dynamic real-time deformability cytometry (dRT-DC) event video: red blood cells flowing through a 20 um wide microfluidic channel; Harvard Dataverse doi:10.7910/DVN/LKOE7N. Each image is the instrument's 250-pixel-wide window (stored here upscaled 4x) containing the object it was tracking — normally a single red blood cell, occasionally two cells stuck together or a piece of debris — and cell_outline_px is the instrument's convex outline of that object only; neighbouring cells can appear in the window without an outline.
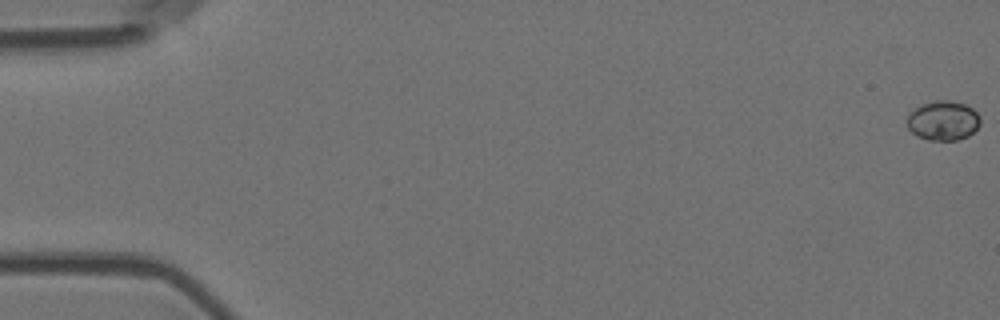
{"species": "Egyptian fruit bat (a non-hibernating species)", "species_latin": "Rousettus aegyptiacus", "temperature_condition": "room temperature", "stored_images_in_passage": 20, "camera_frame_rate_fps": 3000, "um_per_image_px": 0.085, "animal": {"sex": "female"}, "frame": {"image": 1, "passage_image": 1, "time_ms": 0.0, "image_size_px": [1000, 320], "cell_outline_px": [[980, 124], [968, 136], [956, 140], [928, 140], [916, 136], [908, 128], [908, 112], [912, 108], [920, 104], [936, 100], [948, 100], [964, 104], [972, 108], [980, 116]], "centroid_in_image_um": [80.13, 10.24], "position_along_channel_um": 4.9, "area_um2": 16.99}}
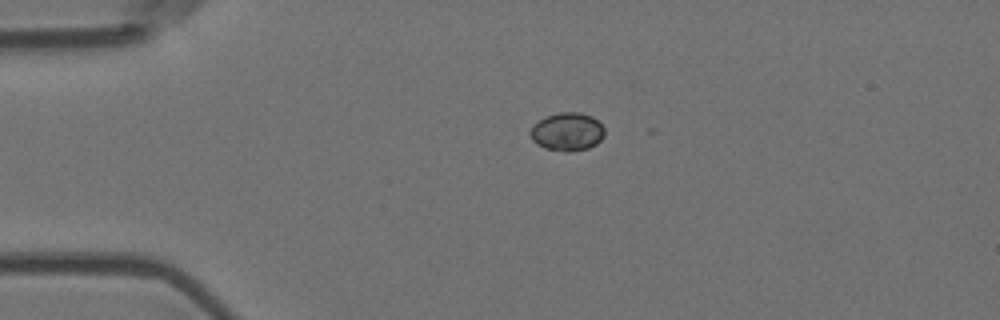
{"frame": {"image": 2, "passage_image": 14, "time_ms": 4.333, "image_size_px": [1000, 320], "cell_outline_px": [[604, 136], [596, 144], [588, 148], [568, 152], [544, 148], [536, 144], [532, 140], [528, 132], [532, 124], [548, 116], [560, 112], [580, 112], [592, 116], [604, 128]], "centroid_in_image_um": [48.18, 11.2], "position_along_channel_um": 36.8, "area_um2": 16.59}}